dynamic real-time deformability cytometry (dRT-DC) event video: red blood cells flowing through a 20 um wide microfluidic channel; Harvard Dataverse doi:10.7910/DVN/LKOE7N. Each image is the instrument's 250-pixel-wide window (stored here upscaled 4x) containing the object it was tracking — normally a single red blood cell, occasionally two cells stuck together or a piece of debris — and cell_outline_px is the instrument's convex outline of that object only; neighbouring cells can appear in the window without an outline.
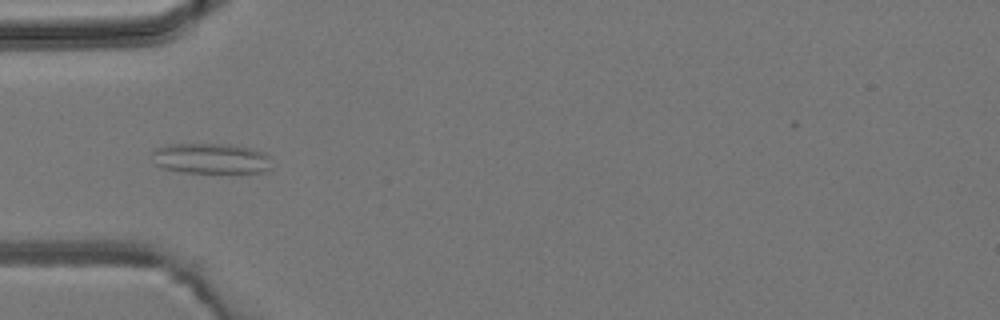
{"species": "common noctule bat (a hibernating species)", "species_latin": "Nyctalus noctula", "temperature_condition": "room temperature", "stored_images_in_passage": 4, "camera_frame_rate_fps": 3000, "um_per_image_px": 0.085, "animal": {"sex": "male", "body_mass_g": 19.2, "forearm_length_mm": 51.8}, "frame": {"image": 1, "passage_image": 3, "time_ms": 3.667, "image_size_px": [1000, 320], "cell_outline_px": [[272, 168], [268, 172], [180, 172], [164, 168], [156, 164], [152, 152], [156, 148], [168, 144], [232, 144], [252, 148], [264, 152], [268, 156]], "centroid_in_image_um": [17.97, 13.46], "position_along_channel_um": 67.0, "area_um2": 21.27}}
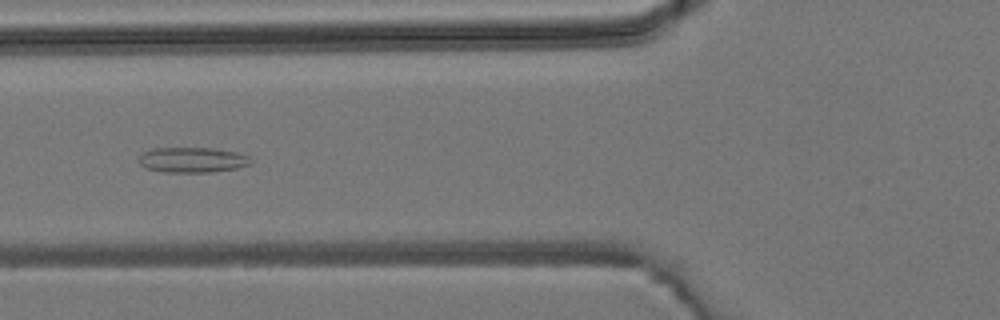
{"frame": {"image": 2, "passage_image": 4, "time_ms": 4.667, "image_size_px": [1000, 320], "cell_outline_px": [[252, 160], [248, 164], [236, 168], [212, 172], [164, 172], [148, 168], [140, 164], [140, 152], [152, 148], [212, 148], [236, 152], [248, 156]], "centroid_in_image_um": [16.32, 13.58], "position_along_channel_um": 109.5, "area_um2": 16.36}}